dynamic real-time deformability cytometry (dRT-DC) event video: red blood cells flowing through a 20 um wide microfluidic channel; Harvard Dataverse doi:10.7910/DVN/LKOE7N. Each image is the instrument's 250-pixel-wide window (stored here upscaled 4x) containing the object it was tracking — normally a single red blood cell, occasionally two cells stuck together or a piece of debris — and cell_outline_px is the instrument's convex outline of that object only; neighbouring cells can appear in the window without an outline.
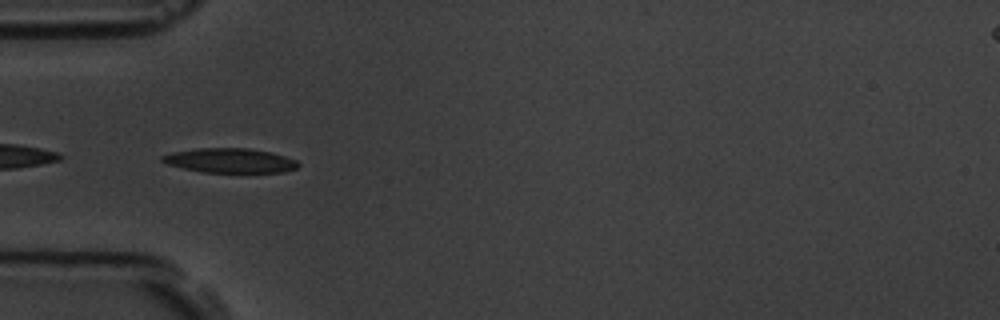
{"species": "common noctule bat (a hibernating species)", "species_latin": "Nyctalus noctula", "temperature_condition": "room temperature", "stored_images_in_passage": 11, "camera_frame_rate_fps": 3000, "um_per_image_px": 0.085, "animal": {"sex": "male", "body_mass_g": 19.5, "forearm_length_mm": 54.6}, "frame": {"image": 1, "passage_image": 5, "time_ms": 5.333, "image_size_px": [1000, 320], "cell_outline_px": [[300, 164], [296, 168], [284, 172], [204, 172], [184, 168], [168, 164], [160, 160], [160, 156], [172, 152], [196, 148], [248, 148], [272, 152], [296, 160]], "centroid_in_image_um": [19.55, 13.64], "position_along_channel_um": 65.5, "area_um2": 19.36}}
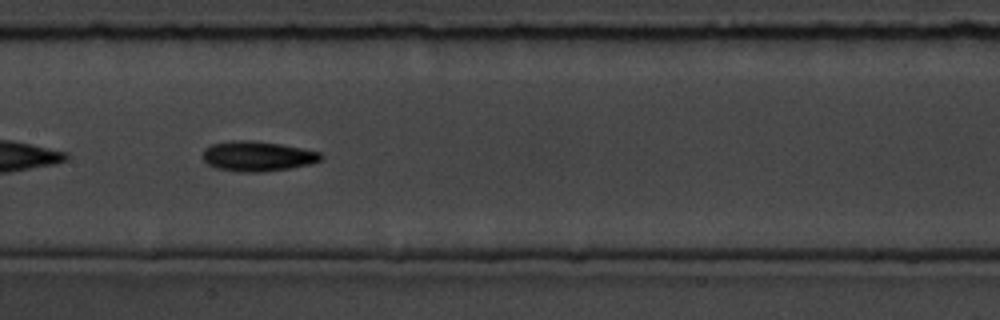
{"frame": {"image": 2, "passage_image": 8, "time_ms": 8.667, "image_size_px": [1000, 320], "cell_outline_px": [[324, 156], [320, 160], [312, 164], [264, 172], [240, 172], [216, 168], [208, 164], [204, 160], [204, 148], [212, 144], [232, 140], [252, 140], [280, 144], [320, 152]], "centroid_in_image_um": [21.89, 13.28], "position_along_channel_um": 185.5, "area_um2": 20.63}}
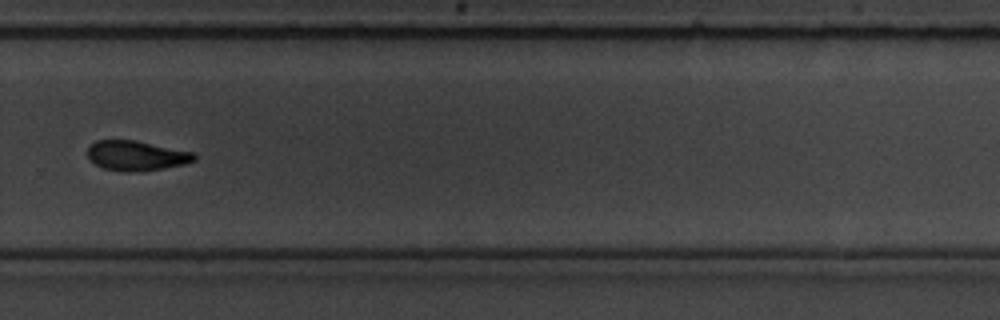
{"frame": {"image": 3, "passage_image": 11, "time_ms": 12.333, "image_size_px": [1000, 320], "cell_outline_px": [[196, 160], [184, 164], [164, 168], [140, 172], [124, 172], [104, 168], [88, 160], [88, 144], [96, 140], [136, 140], [192, 152], [196, 156]], "centroid_in_image_um": [11.55, 13.23], "position_along_channel_um": 318.2, "area_um2": 18.73}}